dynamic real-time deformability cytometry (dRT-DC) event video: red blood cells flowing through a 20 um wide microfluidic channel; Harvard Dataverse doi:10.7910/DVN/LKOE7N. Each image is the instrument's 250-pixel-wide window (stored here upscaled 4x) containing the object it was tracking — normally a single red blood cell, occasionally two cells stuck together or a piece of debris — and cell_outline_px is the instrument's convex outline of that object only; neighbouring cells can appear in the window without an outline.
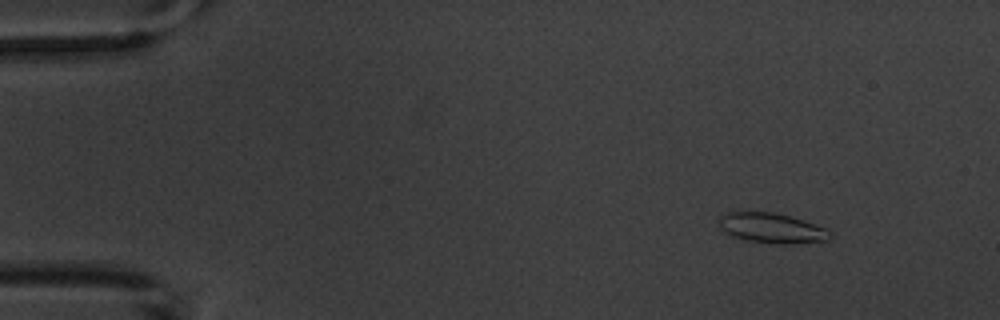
{"species": "common noctule bat (a hibernating species)", "species_latin": "Nyctalus noctula", "temperature_condition": "warm", "stored_images_in_passage": 6, "camera_frame_rate_fps": 3000, "um_per_image_px": 0.085, "animal": {"sex": "male", "body_mass_g": 20.1, "forearm_length_mm": 53.5}, "frame": {"image": 1, "passage_image": 2, "time_ms": 1.0, "image_size_px": [1000, 320], "cell_outline_px": [[832, 240], [788, 244], [776, 244], [748, 240], [732, 236], [720, 228], [720, 216], [728, 212], [740, 208], [772, 212], [788, 216], [828, 228], [832, 232]], "centroid_in_image_um": [65.59, 19.35], "position_along_channel_um": 19.4, "area_um2": 20.0}}
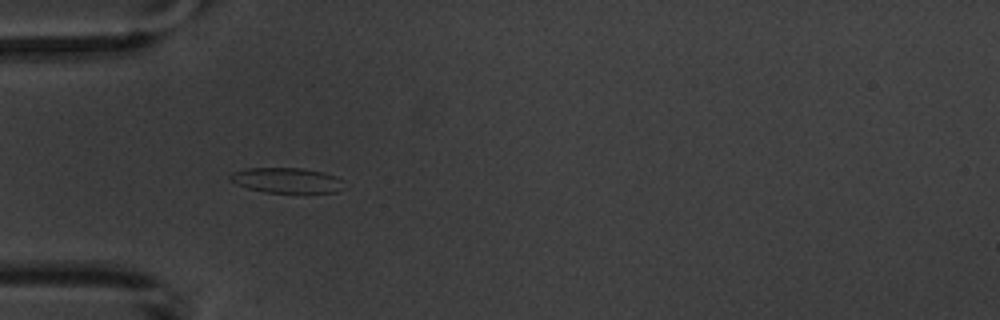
{"frame": {"image": 2, "passage_image": 5, "time_ms": 4.667, "image_size_px": [1000, 320], "cell_outline_px": [[344, 180], [336, 192], [264, 192], [248, 188], [236, 184], [228, 176], [232, 172], [244, 168], [304, 168], [324, 172], [336, 176]], "centroid_in_image_um": [24.33, 15.31], "position_along_channel_um": 60.7, "area_um2": 16.59}}